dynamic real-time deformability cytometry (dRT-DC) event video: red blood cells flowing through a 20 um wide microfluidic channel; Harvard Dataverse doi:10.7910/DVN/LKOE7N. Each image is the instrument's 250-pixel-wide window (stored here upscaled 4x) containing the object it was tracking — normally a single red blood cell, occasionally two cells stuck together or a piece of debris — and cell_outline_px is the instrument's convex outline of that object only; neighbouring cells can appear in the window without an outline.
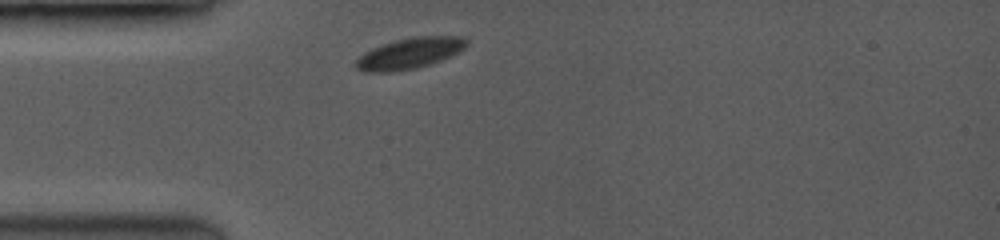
{"species": "common noctule bat (a hibernating species)", "species_latin": "Nyctalus noctula", "temperature_condition": "room temperature", "stored_images_in_passage": 8, "camera_frame_rate_fps": 3500, "um_per_image_px": 0.085, "animal": {"sex": "female", "body_mass_g": 19.0, "forearm_length_mm": 53.3}, "frame": {"image": 1, "passage_image": 1, "time_ms": 0.0, "image_size_px": [1000, 240], "cell_outline_px": [[468, 44], [464, 48], [448, 56], [428, 64], [412, 68], [384, 72], [364, 72], [356, 68], [356, 60], [364, 52], [372, 48], [396, 40], [412, 36], [460, 36], [468, 40]], "centroid_in_image_um": [34.79, 4.51], "position_along_channel_um": 50.2, "area_um2": 19.42}}